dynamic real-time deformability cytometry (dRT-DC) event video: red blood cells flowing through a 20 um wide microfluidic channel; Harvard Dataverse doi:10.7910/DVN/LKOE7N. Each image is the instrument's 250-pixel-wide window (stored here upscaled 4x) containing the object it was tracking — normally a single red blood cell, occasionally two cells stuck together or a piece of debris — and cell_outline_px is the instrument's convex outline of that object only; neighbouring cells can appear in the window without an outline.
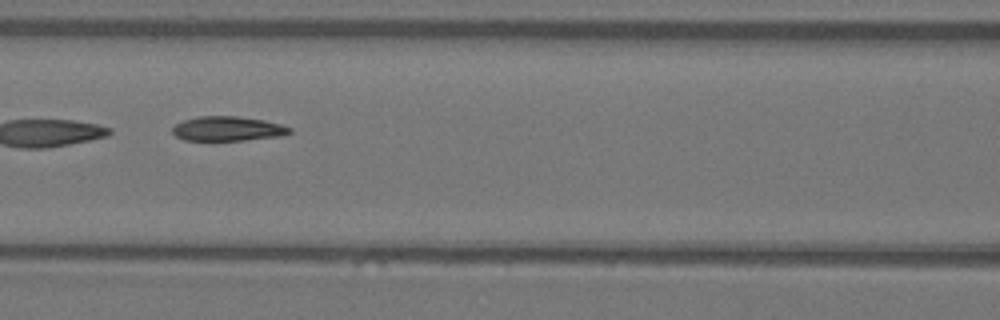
{"species": "Egyptian fruit bat (a non-hibernating species)", "species_latin": "Rousettus aegyptiacus", "temperature_condition": "warm", "stored_images_in_passage": 10, "camera_frame_rate_fps": 3000, "um_per_image_px": 0.085, "animal": {"sex": "female"}, "frame": {"image": 1, "passage_image": 6, "time_ms": 1.667, "image_size_px": [1000, 320], "cell_outline_px": [[292, 132], [284, 136], [244, 140], [184, 140], [176, 136], [172, 132], [172, 128], [176, 124], [184, 120], [200, 116], [236, 116], [264, 120], [280, 124], [292, 128]], "centroid_in_image_um": [19.39, 10.94], "position_along_channel_um": 147.2, "area_um2": 16.76}}
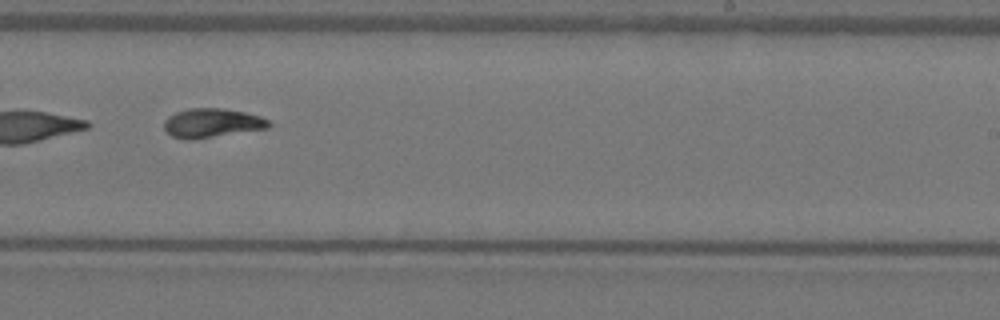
{"frame": {"image": 2, "passage_image": 9, "time_ms": 2.667, "image_size_px": [1000, 320], "cell_outline_px": [[272, 124], [268, 128], [192, 140], [184, 140], [172, 136], [164, 128], [164, 120], [168, 116], [176, 112], [188, 108], [224, 108], [244, 112], [260, 116], [268, 120]], "centroid_in_image_um": [18.0, 10.46], "position_along_channel_um": 271.0, "area_um2": 17.86}}
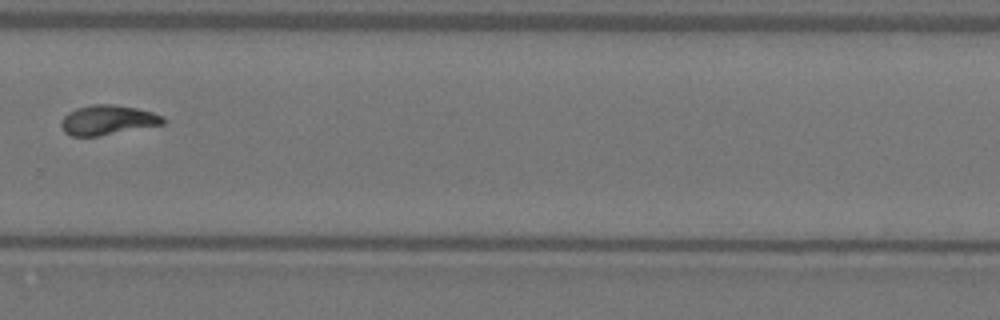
{"frame": {"image": 3, "passage_image": 10, "time_ms": 3.0, "image_size_px": [1000, 320], "cell_outline_px": [[164, 124], [96, 136], [72, 136], [64, 132], [60, 124], [60, 120], [68, 112], [76, 108], [92, 104], [116, 104], [136, 108], [152, 112], [164, 116]], "centroid_in_image_um": [9.12, 10.19], "position_along_channel_um": 320.7, "area_um2": 17.63}}